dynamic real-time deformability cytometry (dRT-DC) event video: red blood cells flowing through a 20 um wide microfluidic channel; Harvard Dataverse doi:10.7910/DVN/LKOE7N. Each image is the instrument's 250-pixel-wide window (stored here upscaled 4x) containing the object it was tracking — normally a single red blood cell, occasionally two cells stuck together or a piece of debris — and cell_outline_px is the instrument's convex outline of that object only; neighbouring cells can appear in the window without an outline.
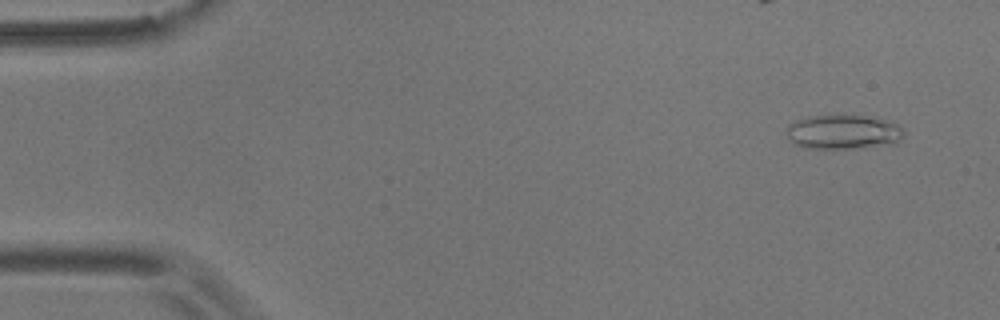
{"species": "common noctule bat (a hibernating species)", "species_latin": "Nyctalus noctula", "temperature_condition": "room temperature", "stored_images_in_passage": 20, "camera_frame_rate_fps": 3000, "um_per_image_px": 0.085, "animal": {"sex": "male", "body_mass_g": 17.9}, "frame": {"image": 1, "passage_image": 4, "time_ms": 1.0, "image_size_px": [1000, 320], "cell_outline_px": [[904, 136], [896, 144], [864, 148], [804, 148], [792, 144], [788, 140], [784, 132], [788, 124], [796, 120], [808, 116], [864, 116], [884, 120], [896, 124], [904, 132]], "centroid_in_image_um": [71.62, 11.25], "position_along_channel_um": 13.4, "area_um2": 23.76}}
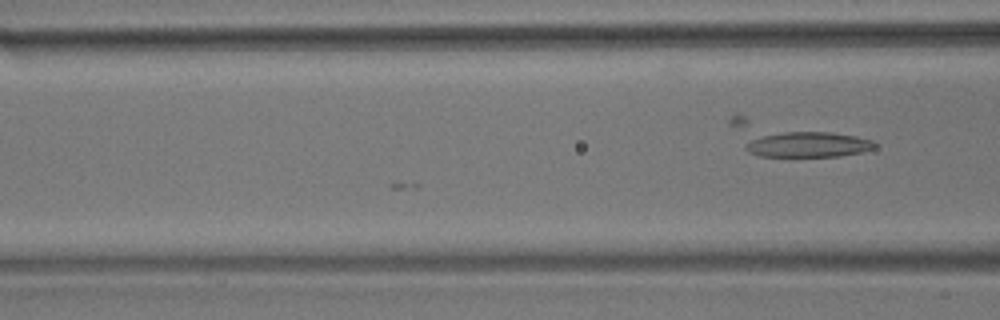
{"frame": {"image": 2, "passage_image": 20, "time_ms": 6.333, "image_size_px": [1000, 320], "cell_outline_px": [[876, 148], [860, 152], [840, 156], [760, 156], [748, 152], [744, 148], [744, 144], [752, 140], [764, 136], [784, 132], [832, 132], [856, 136], [872, 140], [876, 144]], "centroid_in_image_um": [68.73, 12.29], "position_along_channel_um": 97.9, "area_um2": 18.84}}